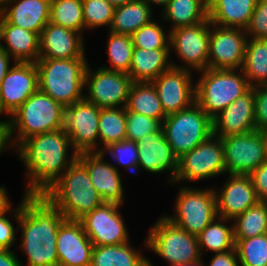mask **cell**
<instances>
[{
    "instance_id": "obj_56",
    "label": "cell",
    "mask_w": 267,
    "mask_h": 266,
    "mask_svg": "<svg viewBox=\"0 0 267 266\" xmlns=\"http://www.w3.org/2000/svg\"><path fill=\"white\" fill-rule=\"evenodd\" d=\"M2 115H3V113L0 110V118H1ZM7 124H8V119L0 120V126H7Z\"/></svg>"
},
{
    "instance_id": "obj_55",
    "label": "cell",
    "mask_w": 267,
    "mask_h": 266,
    "mask_svg": "<svg viewBox=\"0 0 267 266\" xmlns=\"http://www.w3.org/2000/svg\"><path fill=\"white\" fill-rule=\"evenodd\" d=\"M114 7L122 6L128 2H132L134 0H107Z\"/></svg>"
},
{
    "instance_id": "obj_20",
    "label": "cell",
    "mask_w": 267,
    "mask_h": 266,
    "mask_svg": "<svg viewBox=\"0 0 267 266\" xmlns=\"http://www.w3.org/2000/svg\"><path fill=\"white\" fill-rule=\"evenodd\" d=\"M136 144L138 148V173L142 169L150 174L160 175L169 171L167 181L173 185L178 159L166 140L163 128L145 135Z\"/></svg>"
},
{
    "instance_id": "obj_28",
    "label": "cell",
    "mask_w": 267,
    "mask_h": 266,
    "mask_svg": "<svg viewBox=\"0 0 267 266\" xmlns=\"http://www.w3.org/2000/svg\"><path fill=\"white\" fill-rule=\"evenodd\" d=\"M170 49L134 48L128 75L133 82H152L172 67Z\"/></svg>"
},
{
    "instance_id": "obj_40",
    "label": "cell",
    "mask_w": 267,
    "mask_h": 266,
    "mask_svg": "<svg viewBox=\"0 0 267 266\" xmlns=\"http://www.w3.org/2000/svg\"><path fill=\"white\" fill-rule=\"evenodd\" d=\"M159 23L155 18L132 34L134 48L170 49V31L164 30Z\"/></svg>"
},
{
    "instance_id": "obj_49",
    "label": "cell",
    "mask_w": 267,
    "mask_h": 266,
    "mask_svg": "<svg viewBox=\"0 0 267 266\" xmlns=\"http://www.w3.org/2000/svg\"><path fill=\"white\" fill-rule=\"evenodd\" d=\"M15 250H0V266H24Z\"/></svg>"
},
{
    "instance_id": "obj_39",
    "label": "cell",
    "mask_w": 267,
    "mask_h": 266,
    "mask_svg": "<svg viewBox=\"0 0 267 266\" xmlns=\"http://www.w3.org/2000/svg\"><path fill=\"white\" fill-rule=\"evenodd\" d=\"M234 240L240 266H267V234Z\"/></svg>"
},
{
    "instance_id": "obj_33",
    "label": "cell",
    "mask_w": 267,
    "mask_h": 266,
    "mask_svg": "<svg viewBox=\"0 0 267 266\" xmlns=\"http://www.w3.org/2000/svg\"><path fill=\"white\" fill-rule=\"evenodd\" d=\"M231 221L217 216L197 236L202 258L206 251L222 253L235 248L233 222Z\"/></svg>"
},
{
    "instance_id": "obj_4",
    "label": "cell",
    "mask_w": 267,
    "mask_h": 266,
    "mask_svg": "<svg viewBox=\"0 0 267 266\" xmlns=\"http://www.w3.org/2000/svg\"><path fill=\"white\" fill-rule=\"evenodd\" d=\"M64 116L65 107L38 89L7 118L11 151L28 137L63 128Z\"/></svg>"
},
{
    "instance_id": "obj_19",
    "label": "cell",
    "mask_w": 267,
    "mask_h": 266,
    "mask_svg": "<svg viewBox=\"0 0 267 266\" xmlns=\"http://www.w3.org/2000/svg\"><path fill=\"white\" fill-rule=\"evenodd\" d=\"M102 152H83L78 159L85 165L91 183L103 202L124 205V188L118 166L107 162Z\"/></svg>"
},
{
    "instance_id": "obj_14",
    "label": "cell",
    "mask_w": 267,
    "mask_h": 266,
    "mask_svg": "<svg viewBox=\"0 0 267 266\" xmlns=\"http://www.w3.org/2000/svg\"><path fill=\"white\" fill-rule=\"evenodd\" d=\"M100 109L85 98L65 107L63 128L78 154L100 152L98 130Z\"/></svg>"
},
{
    "instance_id": "obj_36",
    "label": "cell",
    "mask_w": 267,
    "mask_h": 266,
    "mask_svg": "<svg viewBox=\"0 0 267 266\" xmlns=\"http://www.w3.org/2000/svg\"><path fill=\"white\" fill-rule=\"evenodd\" d=\"M234 238H252L267 234V203L258 201L233 220Z\"/></svg>"
},
{
    "instance_id": "obj_23",
    "label": "cell",
    "mask_w": 267,
    "mask_h": 266,
    "mask_svg": "<svg viewBox=\"0 0 267 266\" xmlns=\"http://www.w3.org/2000/svg\"><path fill=\"white\" fill-rule=\"evenodd\" d=\"M82 33L48 22L40 34L39 59L86 58Z\"/></svg>"
},
{
    "instance_id": "obj_7",
    "label": "cell",
    "mask_w": 267,
    "mask_h": 266,
    "mask_svg": "<svg viewBox=\"0 0 267 266\" xmlns=\"http://www.w3.org/2000/svg\"><path fill=\"white\" fill-rule=\"evenodd\" d=\"M162 128L177 159L213 135L212 118L196 102L167 115Z\"/></svg>"
},
{
    "instance_id": "obj_11",
    "label": "cell",
    "mask_w": 267,
    "mask_h": 266,
    "mask_svg": "<svg viewBox=\"0 0 267 266\" xmlns=\"http://www.w3.org/2000/svg\"><path fill=\"white\" fill-rule=\"evenodd\" d=\"M210 21L170 31V55L175 53L182 64L171 60L172 67L200 72L208 68ZM174 51V52H173Z\"/></svg>"
},
{
    "instance_id": "obj_17",
    "label": "cell",
    "mask_w": 267,
    "mask_h": 266,
    "mask_svg": "<svg viewBox=\"0 0 267 266\" xmlns=\"http://www.w3.org/2000/svg\"><path fill=\"white\" fill-rule=\"evenodd\" d=\"M192 71L171 67L151 83L159 96L165 115L186 109L196 102V83Z\"/></svg>"
},
{
    "instance_id": "obj_13",
    "label": "cell",
    "mask_w": 267,
    "mask_h": 266,
    "mask_svg": "<svg viewBox=\"0 0 267 266\" xmlns=\"http://www.w3.org/2000/svg\"><path fill=\"white\" fill-rule=\"evenodd\" d=\"M132 84L128 73L110 71L99 66L92 70L88 64L84 98L100 108L125 107Z\"/></svg>"
},
{
    "instance_id": "obj_48",
    "label": "cell",
    "mask_w": 267,
    "mask_h": 266,
    "mask_svg": "<svg viewBox=\"0 0 267 266\" xmlns=\"http://www.w3.org/2000/svg\"><path fill=\"white\" fill-rule=\"evenodd\" d=\"M204 266H240L236 249H231L222 253H214L209 264L203 262Z\"/></svg>"
},
{
    "instance_id": "obj_6",
    "label": "cell",
    "mask_w": 267,
    "mask_h": 266,
    "mask_svg": "<svg viewBox=\"0 0 267 266\" xmlns=\"http://www.w3.org/2000/svg\"><path fill=\"white\" fill-rule=\"evenodd\" d=\"M196 103L213 119L252 87L242 69H209L198 72Z\"/></svg>"
},
{
    "instance_id": "obj_9",
    "label": "cell",
    "mask_w": 267,
    "mask_h": 266,
    "mask_svg": "<svg viewBox=\"0 0 267 266\" xmlns=\"http://www.w3.org/2000/svg\"><path fill=\"white\" fill-rule=\"evenodd\" d=\"M176 195L173 215L164 216L184 231L198 236L218 216L213 187L199 189L182 183Z\"/></svg>"
},
{
    "instance_id": "obj_43",
    "label": "cell",
    "mask_w": 267,
    "mask_h": 266,
    "mask_svg": "<svg viewBox=\"0 0 267 266\" xmlns=\"http://www.w3.org/2000/svg\"><path fill=\"white\" fill-rule=\"evenodd\" d=\"M162 128V123L148 117L126 110V140L137 142L147 134L157 132Z\"/></svg>"
},
{
    "instance_id": "obj_52",
    "label": "cell",
    "mask_w": 267,
    "mask_h": 266,
    "mask_svg": "<svg viewBox=\"0 0 267 266\" xmlns=\"http://www.w3.org/2000/svg\"><path fill=\"white\" fill-rule=\"evenodd\" d=\"M11 203L10 195L4 186H0V213Z\"/></svg>"
},
{
    "instance_id": "obj_53",
    "label": "cell",
    "mask_w": 267,
    "mask_h": 266,
    "mask_svg": "<svg viewBox=\"0 0 267 266\" xmlns=\"http://www.w3.org/2000/svg\"><path fill=\"white\" fill-rule=\"evenodd\" d=\"M148 266H153V262L148 259ZM169 266H204L203 263V258L197 261L193 262H187V263H175V264H170Z\"/></svg>"
},
{
    "instance_id": "obj_41",
    "label": "cell",
    "mask_w": 267,
    "mask_h": 266,
    "mask_svg": "<svg viewBox=\"0 0 267 266\" xmlns=\"http://www.w3.org/2000/svg\"><path fill=\"white\" fill-rule=\"evenodd\" d=\"M85 30L110 28L115 7L107 0H82Z\"/></svg>"
},
{
    "instance_id": "obj_37",
    "label": "cell",
    "mask_w": 267,
    "mask_h": 266,
    "mask_svg": "<svg viewBox=\"0 0 267 266\" xmlns=\"http://www.w3.org/2000/svg\"><path fill=\"white\" fill-rule=\"evenodd\" d=\"M50 22L84 35L82 0H51Z\"/></svg>"
},
{
    "instance_id": "obj_18",
    "label": "cell",
    "mask_w": 267,
    "mask_h": 266,
    "mask_svg": "<svg viewBox=\"0 0 267 266\" xmlns=\"http://www.w3.org/2000/svg\"><path fill=\"white\" fill-rule=\"evenodd\" d=\"M39 89L35 63L15 62L0 84V110L11 116Z\"/></svg>"
},
{
    "instance_id": "obj_16",
    "label": "cell",
    "mask_w": 267,
    "mask_h": 266,
    "mask_svg": "<svg viewBox=\"0 0 267 266\" xmlns=\"http://www.w3.org/2000/svg\"><path fill=\"white\" fill-rule=\"evenodd\" d=\"M248 37L244 29L219 27L210 22L209 69H242Z\"/></svg>"
},
{
    "instance_id": "obj_51",
    "label": "cell",
    "mask_w": 267,
    "mask_h": 266,
    "mask_svg": "<svg viewBox=\"0 0 267 266\" xmlns=\"http://www.w3.org/2000/svg\"><path fill=\"white\" fill-rule=\"evenodd\" d=\"M11 151L9 140H8V129L7 126H0V156L7 150Z\"/></svg>"
},
{
    "instance_id": "obj_42",
    "label": "cell",
    "mask_w": 267,
    "mask_h": 266,
    "mask_svg": "<svg viewBox=\"0 0 267 266\" xmlns=\"http://www.w3.org/2000/svg\"><path fill=\"white\" fill-rule=\"evenodd\" d=\"M107 155V152L111 155L114 163L123 167L125 171L128 170L134 175H138V148L134 141L123 140L117 143H111L105 147L102 151Z\"/></svg>"
},
{
    "instance_id": "obj_35",
    "label": "cell",
    "mask_w": 267,
    "mask_h": 266,
    "mask_svg": "<svg viewBox=\"0 0 267 266\" xmlns=\"http://www.w3.org/2000/svg\"><path fill=\"white\" fill-rule=\"evenodd\" d=\"M98 130L100 152L111 143L126 140V108H101Z\"/></svg>"
},
{
    "instance_id": "obj_31",
    "label": "cell",
    "mask_w": 267,
    "mask_h": 266,
    "mask_svg": "<svg viewBox=\"0 0 267 266\" xmlns=\"http://www.w3.org/2000/svg\"><path fill=\"white\" fill-rule=\"evenodd\" d=\"M160 20L170 22L168 31L208 21V5L203 0H170Z\"/></svg>"
},
{
    "instance_id": "obj_22",
    "label": "cell",
    "mask_w": 267,
    "mask_h": 266,
    "mask_svg": "<svg viewBox=\"0 0 267 266\" xmlns=\"http://www.w3.org/2000/svg\"><path fill=\"white\" fill-rule=\"evenodd\" d=\"M58 266H90L93 243L79 220L65 219L57 230Z\"/></svg>"
},
{
    "instance_id": "obj_38",
    "label": "cell",
    "mask_w": 267,
    "mask_h": 266,
    "mask_svg": "<svg viewBox=\"0 0 267 266\" xmlns=\"http://www.w3.org/2000/svg\"><path fill=\"white\" fill-rule=\"evenodd\" d=\"M107 38V53L110 66L103 65L100 67L110 71L129 73L134 50L132 37L108 31Z\"/></svg>"
},
{
    "instance_id": "obj_5",
    "label": "cell",
    "mask_w": 267,
    "mask_h": 266,
    "mask_svg": "<svg viewBox=\"0 0 267 266\" xmlns=\"http://www.w3.org/2000/svg\"><path fill=\"white\" fill-rule=\"evenodd\" d=\"M39 90L64 107L84 99L87 58L38 59Z\"/></svg>"
},
{
    "instance_id": "obj_8",
    "label": "cell",
    "mask_w": 267,
    "mask_h": 266,
    "mask_svg": "<svg viewBox=\"0 0 267 266\" xmlns=\"http://www.w3.org/2000/svg\"><path fill=\"white\" fill-rule=\"evenodd\" d=\"M144 247L170 264L187 263L202 258L198 238L173 224L164 215L148 231Z\"/></svg>"
},
{
    "instance_id": "obj_15",
    "label": "cell",
    "mask_w": 267,
    "mask_h": 266,
    "mask_svg": "<svg viewBox=\"0 0 267 266\" xmlns=\"http://www.w3.org/2000/svg\"><path fill=\"white\" fill-rule=\"evenodd\" d=\"M120 208L121 205L103 202L79 219L93 246L118 245L130 241Z\"/></svg>"
},
{
    "instance_id": "obj_3",
    "label": "cell",
    "mask_w": 267,
    "mask_h": 266,
    "mask_svg": "<svg viewBox=\"0 0 267 266\" xmlns=\"http://www.w3.org/2000/svg\"><path fill=\"white\" fill-rule=\"evenodd\" d=\"M42 195L68 220H79L103 203L78 158Z\"/></svg>"
},
{
    "instance_id": "obj_34",
    "label": "cell",
    "mask_w": 267,
    "mask_h": 266,
    "mask_svg": "<svg viewBox=\"0 0 267 266\" xmlns=\"http://www.w3.org/2000/svg\"><path fill=\"white\" fill-rule=\"evenodd\" d=\"M251 87L267 82V39L248 38L242 67Z\"/></svg>"
},
{
    "instance_id": "obj_47",
    "label": "cell",
    "mask_w": 267,
    "mask_h": 266,
    "mask_svg": "<svg viewBox=\"0 0 267 266\" xmlns=\"http://www.w3.org/2000/svg\"><path fill=\"white\" fill-rule=\"evenodd\" d=\"M250 177L259 201H267V160L255 169Z\"/></svg>"
},
{
    "instance_id": "obj_25",
    "label": "cell",
    "mask_w": 267,
    "mask_h": 266,
    "mask_svg": "<svg viewBox=\"0 0 267 266\" xmlns=\"http://www.w3.org/2000/svg\"><path fill=\"white\" fill-rule=\"evenodd\" d=\"M51 0H0V16L9 24L41 34L50 22Z\"/></svg>"
},
{
    "instance_id": "obj_26",
    "label": "cell",
    "mask_w": 267,
    "mask_h": 266,
    "mask_svg": "<svg viewBox=\"0 0 267 266\" xmlns=\"http://www.w3.org/2000/svg\"><path fill=\"white\" fill-rule=\"evenodd\" d=\"M0 47L16 62L36 63L40 54V35L9 24L0 16Z\"/></svg>"
},
{
    "instance_id": "obj_54",
    "label": "cell",
    "mask_w": 267,
    "mask_h": 266,
    "mask_svg": "<svg viewBox=\"0 0 267 266\" xmlns=\"http://www.w3.org/2000/svg\"><path fill=\"white\" fill-rule=\"evenodd\" d=\"M145 1L148 3V5L151 8H153L155 5H157L160 7L162 6L161 8L163 10L170 0H145ZM152 5H153V7H152Z\"/></svg>"
},
{
    "instance_id": "obj_50",
    "label": "cell",
    "mask_w": 267,
    "mask_h": 266,
    "mask_svg": "<svg viewBox=\"0 0 267 266\" xmlns=\"http://www.w3.org/2000/svg\"><path fill=\"white\" fill-rule=\"evenodd\" d=\"M11 62L15 63L16 61L0 47V84L12 67Z\"/></svg>"
},
{
    "instance_id": "obj_2",
    "label": "cell",
    "mask_w": 267,
    "mask_h": 266,
    "mask_svg": "<svg viewBox=\"0 0 267 266\" xmlns=\"http://www.w3.org/2000/svg\"><path fill=\"white\" fill-rule=\"evenodd\" d=\"M19 203V249L27 266H58L57 230L66 219L42 194H23Z\"/></svg>"
},
{
    "instance_id": "obj_30",
    "label": "cell",
    "mask_w": 267,
    "mask_h": 266,
    "mask_svg": "<svg viewBox=\"0 0 267 266\" xmlns=\"http://www.w3.org/2000/svg\"><path fill=\"white\" fill-rule=\"evenodd\" d=\"M139 250V251H138ZM144 251L130 241L118 245L93 246L90 266H148Z\"/></svg>"
},
{
    "instance_id": "obj_44",
    "label": "cell",
    "mask_w": 267,
    "mask_h": 266,
    "mask_svg": "<svg viewBox=\"0 0 267 266\" xmlns=\"http://www.w3.org/2000/svg\"><path fill=\"white\" fill-rule=\"evenodd\" d=\"M12 203H10L1 213H0V249L2 250H13L12 247L17 243L15 242L18 237H16V232H18V227H14L13 223L18 224L19 221V204L13 208ZM11 214H10V213ZM9 214V215H8ZM12 215V216H11ZM9 216V217H8ZM14 219L13 222L10 220Z\"/></svg>"
},
{
    "instance_id": "obj_46",
    "label": "cell",
    "mask_w": 267,
    "mask_h": 266,
    "mask_svg": "<svg viewBox=\"0 0 267 266\" xmlns=\"http://www.w3.org/2000/svg\"><path fill=\"white\" fill-rule=\"evenodd\" d=\"M254 90V111L256 130L267 132V86L258 85Z\"/></svg>"
},
{
    "instance_id": "obj_57",
    "label": "cell",
    "mask_w": 267,
    "mask_h": 266,
    "mask_svg": "<svg viewBox=\"0 0 267 266\" xmlns=\"http://www.w3.org/2000/svg\"><path fill=\"white\" fill-rule=\"evenodd\" d=\"M207 5H209L210 4V2L212 1V0H203Z\"/></svg>"
},
{
    "instance_id": "obj_29",
    "label": "cell",
    "mask_w": 267,
    "mask_h": 266,
    "mask_svg": "<svg viewBox=\"0 0 267 266\" xmlns=\"http://www.w3.org/2000/svg\"><path fill=\"white\" fill-rule=\"evenodd\" d=\"M145 0H134L115 7L108 31L116 34L132 35L153 19L155 13Z\"/></svg>"
},
{
    "instance_id": "obj_1",
    "label": "cell",
    "mask_w": 267,
    "mask_h": 266,
    "mask_svg": "<svg viewBox=\"0 0 267 266\" xmlns=\"http://www.w3.org/2000/svg\"><path fill=\"white\" fill-rule=\"evenodd\" d=\"M14 151L26 171L24 194H43L78 158L64 128L28 137Z\"/></svg>"
},
{
    "instance_id": "obj_27",
    "label": "cell",
    "mask_w": 267,
    "mask_h": 266,
    "mask_svg": "<svg viewBox=\"0 0 267 266\" xmlns=\"http://www.w3.org/2000/svg\"><path fill=\"white\" fill-rule=\"evenodd\" d=\"M257 0H212L208 5L209 21L219 27L246 29Z\"/></svg>"
},
{
    "instance_id": "obj_10",
    "label": "cell",
    "mask_w": 267,
    "mask_h": 266,
    "mask_svg": "<svg viewBox=\"0 0 267 266\" xmlns=\"http://www.w3.org/2000/svg\"><path fill=\"white\" fill-rule=\"evenodd\" d=\"M225 173L222 140L220 137L211 135L178 159L173 183L205 181Z\"/></svg>"
},
{
    "instance_id": "obj_12",
    "label": "cell",
    "mask_w": 267,
    "mask_h": 266,
    "mask_svg": "<svg viewBox=\"0 0 267 266\" xmlns=\"http://www.w3.org/2000/svg\"><path fill=\"white\" fill-rule=\"evenodd\" d=\"M226 174L250 175L267 160L266 133L254 130L221 138Z\"/></svg>"
},
{
    "instance_id": "obj_24",
    "label": "cell",
    "mask_w": 267,
    "mask_h": 266,
    "mask_svg": "<svg viewBox=\"0 0 267 266\" xmlns=\"http://www.w3.org/2000/svg\"><path fill=\"white\" fill-rule=\"evenodd\" d=\"M212 123L213 135L220 138L256 130L253 88L223 109Z\"/></svg>"
},
{
    "instance_id": "obj_32",
    "label": "cell",
    "mask_w": 267,
    "mask_h": 266,
    "mask_svg": "<svg viewBox=\"0 0 267 266\" xmlns=\"http://www.w3.org/2000/svg\"><path fill=\"white\" fill-rule=\"evenodd\" d=\"M125 108L129 112L152 117L161 123L166 118L159 96L151 82H133Z\"/></svg>"
},
{
    "instance_id": "obj_21",
    "label": "cell",
    "mask_w": 267,
    "mask_h": 266,
    "mask_svg": "<svg viewBox=\"0 0 267 266\" xmlns=\"http://www.w3.org/2000/svg\"><path fill=\"white\" fill-rule=\"evenodd\" d=\"M213 188L221 218L233 220L259 201L250 175L228 174L221 188Z\"/></svg>"
},
{
    "instance_id": "obj_45",
    "label": "cell",
    "mask_w": 267,
    "mask_h": 266,
    "mask_svg": "<svg viewBox=\"0 0 267 266\" xmlns=\"http://www.w3.org/2000/svg\"><path fill=\"white\" fill-rule=\"evenodd\" d=\"M245 32L248 38L267 39V0H257Z\"/></svg>"
}]
</instances>
